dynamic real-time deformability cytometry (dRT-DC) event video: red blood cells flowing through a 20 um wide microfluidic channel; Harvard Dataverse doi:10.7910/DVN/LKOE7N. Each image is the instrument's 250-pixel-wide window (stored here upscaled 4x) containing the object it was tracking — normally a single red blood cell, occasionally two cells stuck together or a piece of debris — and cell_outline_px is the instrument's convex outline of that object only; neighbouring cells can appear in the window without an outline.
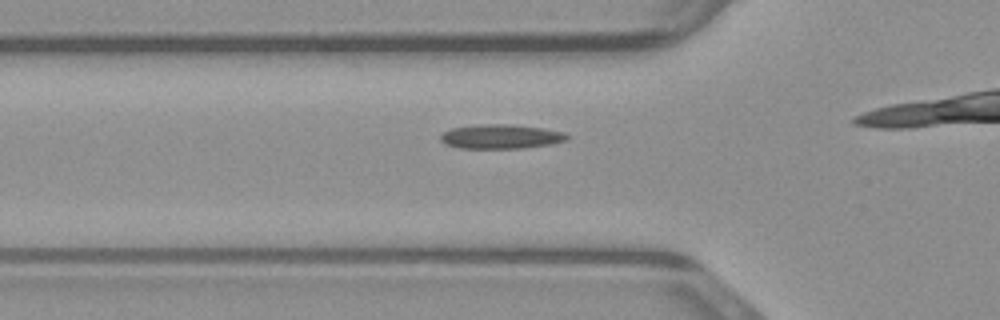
{"species": "common noctule bat (a hibernating species)", "species_latin": "Nyctalus noctula", "temperature_condition": "warm", "stored_images_in_passage": 17, "camera_frame_rate_fps": 3000, "um_per_image_px": 0.085, "animal": {"sex": "male", "body_mass_g": 23.1, "forearm_length_mm": 52.7}, "frame": {"image": 1, "passage_image": 10, "time_ms": 3.0, "image_size_px": [1000, 320], "cell_outline_px": [[568, 140], [548, 144], [524, 148], [460, 148], [448, 144], [440, 140], [440, 136], [444, 132], [452, 128], [480, 124], [508, 124], [544, 128], [564, 132], [568, 136]], "centroid_in_image_um": [42.59, 11.6], "position_along_channel_um": 83.2, "area_um2": 17.74}}
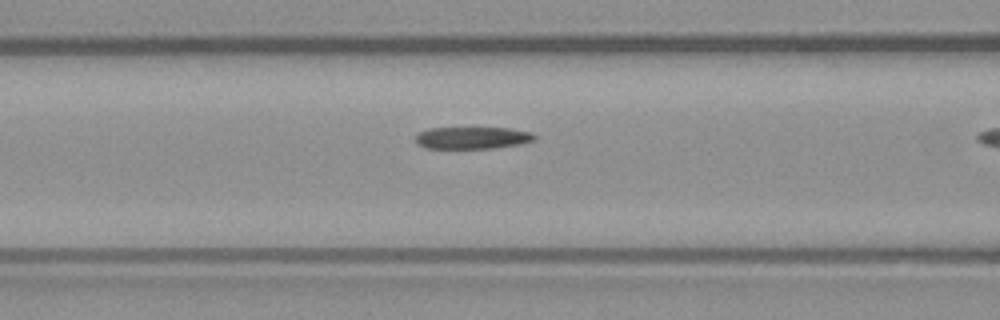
{"frame": {"image": 2, "passage_image": 13, "time_ms": 4.0, "image_size_px": [1000, 320], "cell_outline_px": [[536, 140], [520, 144], [492, 148], [424, 148], [416, 144], [416, 136], [420, 132], [428, 128], [512, 128], [532, 132], [536, 136]], "centroid_in_image_um": [40.17, 11.71], "position_along_channel_um": 126.4, "area_um2": 15.37}}
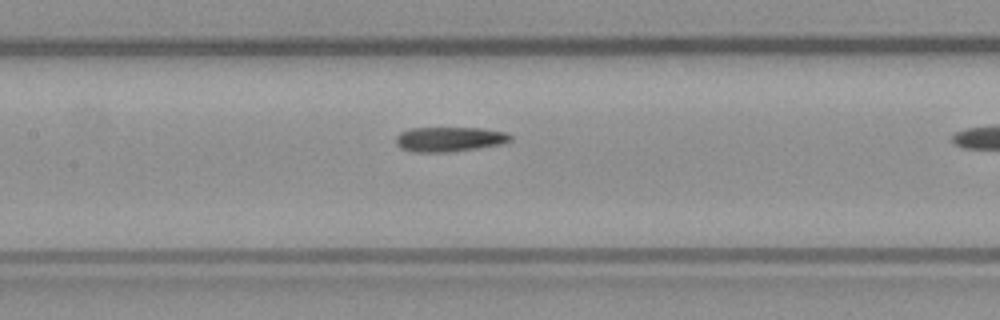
{"frame": {"image": 3, "passage_image": 16, "time_ms": 5.0, "image_size_px": [1000, 320], "cell_outline_px": [[512, 140], [504, 144], [448, 152], [416, 152], [400, 148], [396, 144], [396, 136], [400, 132], [412, 128], [484, 128], [508, 132], [512, 136]], "centroid_in_image_um": [38.24, 11.83], "position_along_channel_um": 169.2, "area_um2": 16.65}}